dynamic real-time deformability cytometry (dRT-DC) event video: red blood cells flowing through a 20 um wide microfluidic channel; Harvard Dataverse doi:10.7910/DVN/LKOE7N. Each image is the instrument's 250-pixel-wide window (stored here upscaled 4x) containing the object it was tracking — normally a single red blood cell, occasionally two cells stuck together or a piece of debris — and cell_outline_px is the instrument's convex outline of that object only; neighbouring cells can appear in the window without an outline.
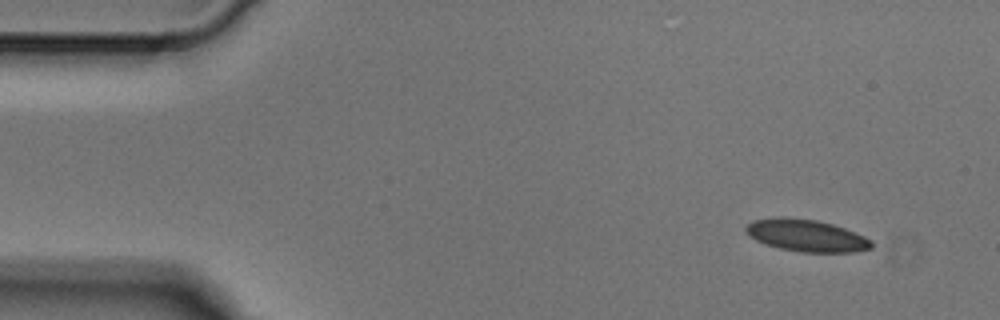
{"species": "Egyptian fruit bat (a non-hibernating species)", "species_latin": "Rousettus aegyptiacus", "temperature_condition": "cold", "stored_images_in_passage": 3, "camera_frame_rate_fps": 3000, "um_per_image_px": 0.085, "animal": {"sex": "male"}, "frame": {"image": 1, "passage_image": 1, "time_ms": 0.0, "image_size_px": [1000, 320], "cell_outline_px": [[872, 248], [852, 252], [800, 252], [780, 248], [764, 244], [756, 240], [744, 228], [752, 220], [780, 216], [784, 216], [816, 220], [832, 224], [844, 228], [864, 236], [872, 240]], "centroid_in_image_um": [68.53, 20.01], "position_along_channel_um": 16.5, "area_um2": 23.41}}